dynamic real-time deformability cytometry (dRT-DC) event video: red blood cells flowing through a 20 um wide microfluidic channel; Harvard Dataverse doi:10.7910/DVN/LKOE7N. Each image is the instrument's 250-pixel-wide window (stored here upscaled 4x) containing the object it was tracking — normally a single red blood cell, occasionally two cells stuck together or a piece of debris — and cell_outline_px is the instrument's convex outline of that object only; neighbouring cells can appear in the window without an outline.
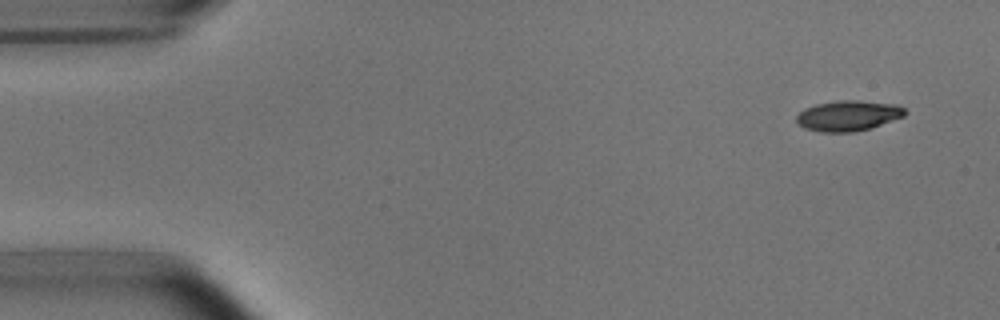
{"species": "common noctule bat (a hibernating species)", "species_latin": "Nyctalus noctula", "temperature_condition": "room temperature", "stored_images_in_passage": 50, "camera_frame_rate_fps": 3000, "um_per_image_px": 0.085, "animal": {"sex": "male", "body_mass_g": 15.6}, "frame": {"image": 1, "passage_image": 1, "time_ms": 0.0, "image_size_px": [1000, 320], "cell_outline_px": [[908, 112], [904, 116], [872, 128], [852, 132], [820, 132], [804, 128], [796, 120], [796, 116], [804, 108], [816, 104], [840, 100], [856, 100], [900, 104]], "centroid_in_image_um": [72.13, 9.83], "position_along_channel_um": 12.9, "area_um2": 19.42}}
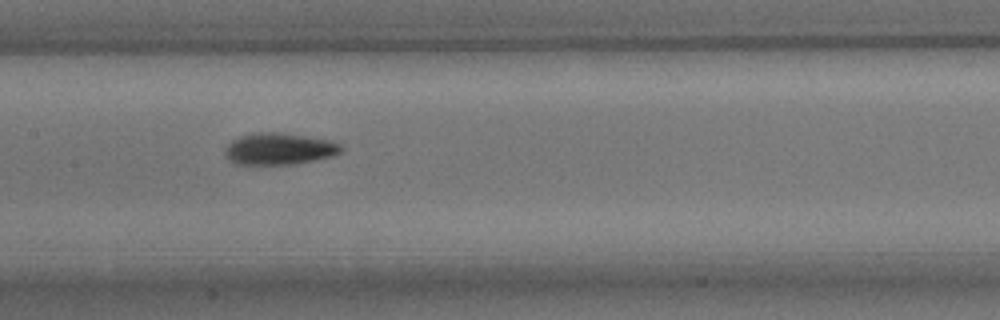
{"frame": {"image": 2, "passage_image": 23, "time_ms": 7.333, "image_size_px": [1000, 320], "cell_outline_px": [[344, 152], [332, 156], [296, 164], [236, 164], [228, 160], [224, 152], [228, 144], [232, 140], [240, 136], [252, 132], [280, 132], [328, 140], [340, 144], [344, 148]], "centroid_in_image_um": [23.73, 12.65], "position_along_channel_um": 183.7, "area_um2": 21.56}}
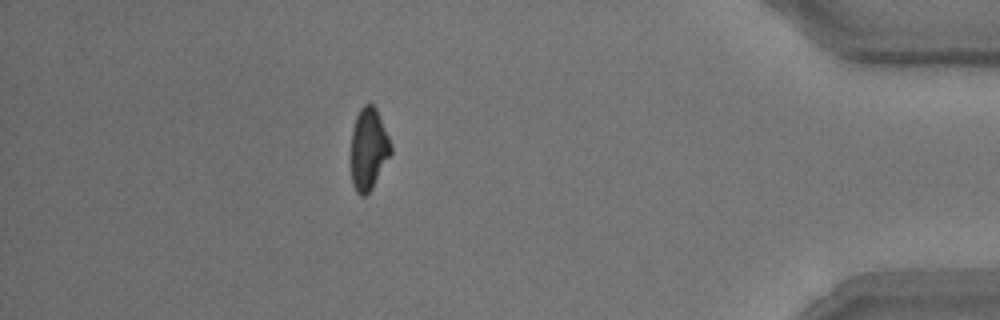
{"frame": {"image": 3, "passage_image": 44, "time_ms": 14.333, "image_size_px": [1000, 320], "cell_outline_px": [[392, 152], [372, 188], [364, 196], [360, 196], [356, 192], [352, 184], [352, 128], [356, 116], [360, 108], [364, 104], [372, 104], [376, 108], [388, 136], [392, 148]], "centroid_in_image_um": [31.32, 12.66], "position_along_channel_um": 403.9, "area_um2": 18.79}, "authors_computed_cell_mechanics": {"area_um2": 19.9699, "velocity_mm_per_s": 3.8027, "shape_relaxation_time_tau1_ms": 3.2663, "shape_relaxation_time_tau2_ms": 2.296, "deformation_change_tau1": 0.1477, "deformation_change_tau2": 0.0904}}